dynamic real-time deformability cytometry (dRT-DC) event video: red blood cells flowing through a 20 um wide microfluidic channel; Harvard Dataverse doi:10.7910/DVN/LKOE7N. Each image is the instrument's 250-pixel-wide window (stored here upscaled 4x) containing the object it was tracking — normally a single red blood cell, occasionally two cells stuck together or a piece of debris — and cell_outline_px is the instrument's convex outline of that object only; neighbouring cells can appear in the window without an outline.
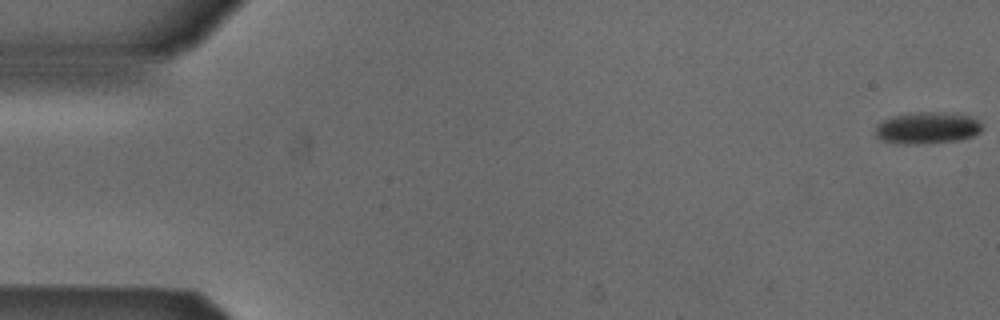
{"species": "Egyptian fruit bat (a non-hibernating species)", "species_latin": "Rousettus aegyptiacus", "temperature_condition": "cold", "stored_images_in_passage": 14, "camera_frame_rate_fps": 3000, "um_per_image_px": 0.085, "animal": {"sex": "male"}, "frame": {"image": 1, "passage_image": 1, "time_ms": 0.0, "image_size_px": [1000, 320], "cell_outline_px": [[984, 128], [980, 132], [972, 136], [960, 140], [916, 144], [904, 144], [884, 140], [876, 136], [876, 124], [892, 116], [912, 112], [936, 112], [972, 116]], "centroid_in_image_um": [78.82, 10.87], "position_along_channel_um": 6.2, "area_um2": 19.59}}
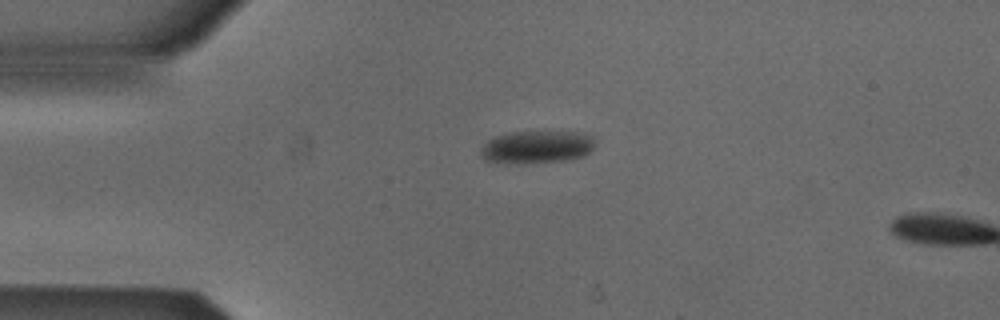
{"frame": {"image": 2, "passage_image": 13, "time_ms": 4.0, "image_size_px": [1000, 320], "cell_outline_px": [[592, 148], [584, 156], [564, 160], [484, 160], [480, 156], [480, 148], [488, 140], [496, 136], [508, 132], [584, 132], [592, 136]], "centroid_in_image_um": [45.64, 12.43], "position_along_channel_um": 39.4, "area_um2": 20.52}}